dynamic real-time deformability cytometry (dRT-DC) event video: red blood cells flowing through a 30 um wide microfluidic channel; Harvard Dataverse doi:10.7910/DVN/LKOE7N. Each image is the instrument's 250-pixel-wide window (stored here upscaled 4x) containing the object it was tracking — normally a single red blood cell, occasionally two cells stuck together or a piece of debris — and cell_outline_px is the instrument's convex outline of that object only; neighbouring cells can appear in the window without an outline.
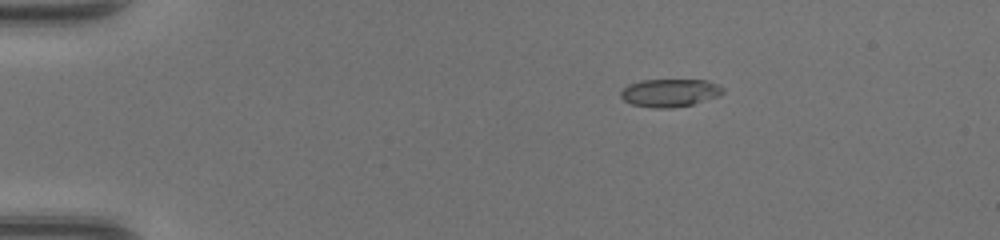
{"species": "common noctule bat (a hibernating species)", "species_latin": "Nyctalus noctula", "temperature_condition": "warm", "stored_images_in_passage": 17, "camera_frame_rate_fps": 3000, "um_per_image_px": 0.085, "animal": {"sex": "female", "body_mass_g": 17.0, "forearm_length_mm": 48.0}, "frame": {"image": 1, "passage_image": 1, "time_ms": 0.0, "image_size_px": [1000, 240], "cell_outline_px": [[724, 92], [720, 96], [692, 104], [672, 108], [656, 108], [632, 104], [624, 100], [620, 96], [620, 92], [628, 84], [640, 80], [708, 80], [724, 88]], "centroid_in_image_um": [56.95, 7.88], "position_along_channel_um": 28.1, "area_um2": 16.65}}
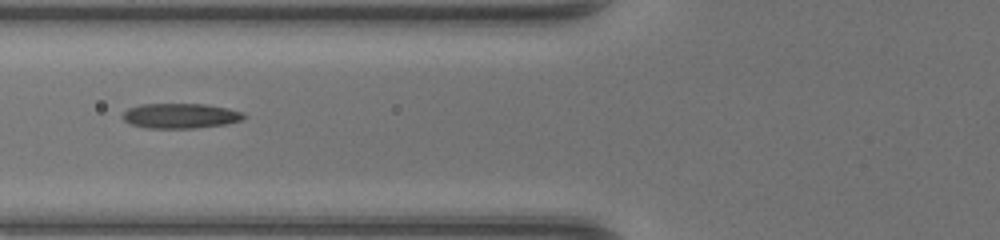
{"frame": {"image": 2, "passage_image": 12, "time_ms": 3.667, "image_size_px": [1000, 240], "cell_outline_px": [[248, 116], [240, 120], [224, 124], [192, 128], [148, 128], [132, 124], [124, 120], [120, 116], [128, 108], [140, 104], [208, 104], [228, 108], [244, 112]], "centroid_in_image_um": [15.34, 9.83], "position_along_channel_um": 110.5, "area_um2": 17.69}}
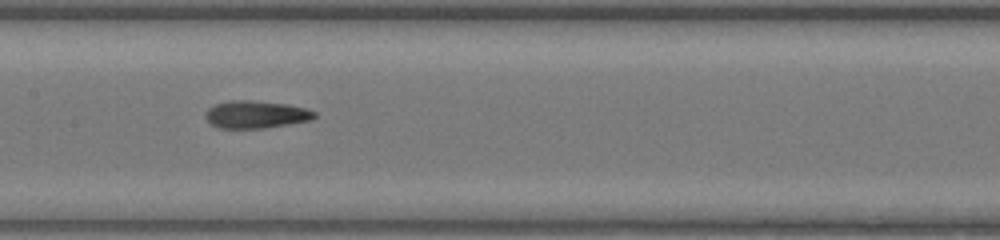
{"frame": {"image": 3, "passage_image": 17, "time_ms": 5.333, "image_size_px": [1000, 240], "cell_outline_px": [[316, 116], [312, 120], [264, 128], [216, 128], [204, 116], [208, 108], [216, 104], [228, 100], [248, 100], [288, 104], [304, 108], [316, 112]], "centroid_in_image_um": [21.74, 9.73], "position_along_channel_um": 185.7, "area_um2": 17.46}}